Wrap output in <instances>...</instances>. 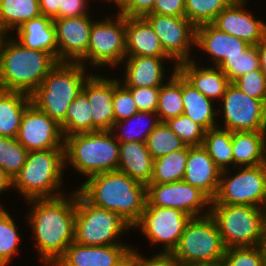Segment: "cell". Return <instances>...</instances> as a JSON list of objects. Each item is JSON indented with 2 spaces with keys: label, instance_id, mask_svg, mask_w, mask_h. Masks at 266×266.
<instances>
[{
  "label": "cell",
  "instance_id": "1",
  "mask_svg": "<svg viewBox=\"0 0 266 266\" xmlns=\"http://www.w3.org/2000/svg\"><path fill=\"white\" fill-rule=\"evenodd\" d=\"M56 198L25 201L30 210L24 218L32 229L35 251L43 266H53L74 242L76 189Z\"/></svg>",
  "mask_w": 266,
  "mask_h": 266
},
{
  "label": "cell",
  "instance_id": "2",
  "mask_svg": "<svg viewBox=\"0 0 266 266\" xmlns=\"http://www.w3.org/2000/svg\"><path fill=\"white\" fill-rule=\"evenodd\" d=\"M77 191L92 205L118 213L131 227L147 202L146 184L118 170L90 176Z\"/></svg>",
  "mask_w": 266,
  "mask_h": 266
},
{
  "label": "cell",
  "instance_id": "3",
  "mask_svg": "<svg viewBox=\"0 0 266 266\" xmlns=\"http://www.w3.org/2000/svg\"><path fill=\"white\" fill-rule=\"evenodd\" d=\"M58 62L51 53L24 47L11 34L0 45V89L30 95Z\"/></svg>",
  "mask_w": 266,
  "mask_h": 266
},
{
  "label": "cell",
  "instance_id": "4",
  "mask_svg": "<svg viewBox=\"0 0 266 266\" xmlns=\"http://www.w3.org/2000/svg\"><path fill=\"white\" fill-rule=\"evenodd\" d=\"M78 62H58L31 94V103L50 116L58 125L66 117L68 107L93 74Z\"/></svg>",
  "mask_w": 266,
  "mask_h": 266
},
{
  "label": "cell",
  "instance_id": "5",
  "mask_svg": "<svg viewBox=\"0 0 266 266\" xmlns=\"http://www.w3.org/2000/svg\"><path fill=\"white\" fill-rule=\"evenodd\" d=\"M64 169V148L30 151L13 178V189L24 201L60 197L66 194L62 190Z\"/></svg>",
  "mask_w": 266,
  "mask_h": 266
},
{
  "label": "cell",
  "instance_id": "6",
  "mask_svg": "<svg viewBox=\"0 0 266 266\" xmlns=\"http://www.w3.org/2000/svg\"><path fill=\"white\" fill-rule=\"evenodd\" d=\"M64 158L65 171L71 166L85 179L117 171L119 142L110 130L72 134L64 138Z\"/></svg>",
  "mask_w": 266,
  "mask_h": 266
},
{
  "label": "cell",
  "instance_id": "7",
  "mask_svg": "<svg viewBox=\"0 0 266 266\" xmlns=\"http://www.w3.org/2000/svg\"><path fill=\"white\" fill-rule=\"evenodd\" d=\"M210 215L217 223L226 249L262 246L266 209L250 205L211 204Z\"/></svg>",
  "mask_w": 266,
  "mask_h": 266
},
{
  "label": "cell",
  "instance_id": "8",
  "mask_svg": "<svg viewBox=\"0 0 266 266\" xmlns=\"http://www.w3.org/2000/svg\"><path fill=\"white\" fill-rule=\"evenodd\" d=\"M129 230L133 231L132 227L118 213L92 205L76 190L74 242L87 246L130 245L118 239Z\"/></svg>",
  "mask_w": 266,
  "mask_h": 266
},
{
  "label": "cell",
  "instance_id": "9",
  "mask_svg": "<svg viewBox=\"0 0 266 266\" xmlns=\"http://www.w3.org/2000/svg\"><path fill=\"white\" fill-rule=\"evenodd\" d=\"M115 14L93 21L87 52L78 63L86 68L94 66L96 72L97 68L105 72L107 68L115 71L122 67L126 57V17L119 12Z\"/></svg>",
  "mask_w": 266,
  "mask_h": 266
},
{
  "label": "cell",
  "instance_id": "10",
  "mask_svg": "<svg viewBox=\"0 0 266 266\" xmlns=\"http://www.w3.org/2000/svg\"><path fill=\"white\" fill-rule=\"evenodd\" d=\"M225 251L217 223L209 214L191 218L172 256L179 265H221Z\"/></svg>",
  "mask_w": 266,
  "mask_h": 266
},
{
  "label": "cell",
  "instance_id": "11",
  "mask_svg": "<svg viewBox=\"0 0 266 266\" xmlns=\"http://www.w3.org/2000/svg\"><path fill=\"white\" fill-rule=\"evenodd\" d=\"M233 170L240 171L233 175ZM211 204L250 205L266 209V164L221 171L218 190Z\"/></svg>",
  "mask_w": 266,
  "mask_h": 266
},
{
  "label": "cell",
  "instance_id": "12",
  "mask_svg": "<svg viewBox=\"0 0 266 266\" xmlns=\"http://www.w3.org/2000/svg\"><path fill=\"white\" fill-rule=\"evenodd\" d=\"M191 216L181 210L167 207L145 206L140 219L132 229H140V233L155 245L161 248L159 253L172 254L177 248ZM161 245V246H160Z\"/></svg>",
  "mask_w": 266,
  "mask_h": 266
},
{
  "label": "cell",
  "instance_id": "13",
  "mask_svg": "<svg viewBox=\"0 0 266 266\" xmlns=\"http://www.w3.org/2000/svg\"><path fill=\"white\" fill-rule=\"evenodd\" d=\"M218 110V127L231 132L266 131V105L250 97L232 82L227 87ZM222 108V109H221Z\"/></svg>",
  "mask_w": 266,
  "mask_h": 266
},
{
  "label": "cell",
  "instance_id": "14",
  "mask_svg": "<svg viewBox=\"0 0 266 266\" xmlns=\"http://www.w3.org/2000/svg\"><path fill=\"white\" fill-rule=\"evenodd\" d=\"M146 198L145 206L175 208L192 218L210 214L211 199L199 188L183 180L163 184H147Z\"/></svg>",
  "mask_w": 266,
  "mask_h": 266
},
{
  "label": "cell",
  "instance_id": "15",
  "mask_svg": "<svg viewBox=\"0 0 266 266\" xmlns=\"http://www.w3.org/2000/svg\"><path fill=\"white\" fill-rule=\"evenodd\" d=\"M144 17L152 25L166 54L174 61V69H177L178 64L196 57L191 55L195 47L196 27L186 17L155 13H148Z\"/></svg>",
  "mask_w": 266,
  "mask_h": 266
},
{
  "label": "cell",
  "instance_id": "16",
  "mask_svg": "<svg viewBox=\"0 0 266 266\" xmlns=\"http://www.w3.org/2000/svg\"><path fill=\"white\" fill-rule=\"evenodd\" d=\"M17 140L28 152L64 148L60 126L32 103L25 109Z\"/></svg>",
  "mask_w": 266,
  "mask_h": 266
},
{
  "label": "cell",
  "instance_id": "17",
  "mask_svg": "<svg viewBox=\"0 0 266 266\" xmlns=\"http://www.w3.org/2000/svg\"><path fill=\"white\" fill-rule=\"evenodd\" d=\"M247 2L234 0L217 15L212 24L220 31L256 46L266 37V22L256 18L251 9H247Z\"/></svg>",
  "mask_w": 266,
  "mask_h": 266
},
{
  "label": "cell",
  "instance_id": "18",
  "mask_svg": "<svg viewBox=\"0 0 266 266\" xmlns=\"http://www.w3.org/2000/svg\"><path fill=\"white\" fill-rule=\"evenodd\" d=\"M131 245L87 246L73 242L53 266H130Z\"/></svg>",
  "mask_w": 266,
  "mask_h": 266
},
{
  "label": "cell",
  "instance_id": "19",
  "mask_svg": "<svg viewBox=\"0 0 266 266\" xmlns=\"http://www.w3.org/2000/svg\"><path fill=\"white\" fill-rule=\"evenodd\" d=\"M93 13L86 16L53 19L59 62H77L88 49Z\"/></svg>",
  "mask_w": 266,
  "mask_h": 266
},
{
  "label": "cell",
  "instance_id": "20",
  "mask_svg": "<svg viewBox=\"0 0 266 266\" xmlns=\"http://www.w3.org/2000/svg\"><path fill=\"white\" fill-rule=\"evenodd\" d=\"M82 92L91 105L92 132L111 130L115 122L113 111L114 78L94 72L85 81Z\"/></svg>",
  "mask_w": 266,
  "mask_h": 266
},
{
  "label": "cell",
  "instance_id": "21",
  "mask_svg": "<svg viewBox=\"0 0 266 266\" xmlns=\"http://www.w3.org/2000/svg\"><path fill=\"white\" fill-rule=\"evenodd\" d=\"M251 45L245 40L220 31L211 24H203L195 28V49H200L211 57L210 66L218 67L227 57H236Z\"/></svg>",
  "mask_w": 266,
  "mask_h": 266
},
{
  "label": "cell",
  "instance_id": "22",
  "mask_svg": "<svg viewBox=\"0 0 266 266\" xmlns=\"http://www.w3.org/2000/svg\"><path fill=\"white\" fill-rule=\"evenodd\" d=\"M166 60L174 62L170 57L126 56L121 63L125 74L119 80L125 87H161L176 71L172 69V73L165 75Z\"/></svg>",
  "mask_w": 266,
  "mask_h": 266
},
{
  "label": "cell",
  "instance_id": "23",
  "mask_svg": "<svg viewBox=\"0 0 266 266\" xmlns=\"http://www.w3.org/2000/svg\"><path fill=\"white\" fill-rule=\"evenodd\" d=\"M221 170L201 146H188V158L183 181L199 188L211 200L216 196Z\"/></svg>",
  "mask_w": 266,
  "mask_h": 266
},
{
  "label": "cell",
  "instance_id": "24",
  "mask_svg": "<svg viewBox=\"0 0 266 266\" xmlns=\"http://www.w3.org/2000/svg\"><path fill=\"white\" fill-rule=\"evenodd\" d=\"M176 70L195 89L207 98L216 100L217 103L223 98L231 83L219 67L210 65L203 67L194 59L178 64Z\"/></svg>",
  "mask_w": 266,
  "mask_h": 266
},
{
  "label": "cell",
  "instance_id": "25",
  "mask_svg": "<svg viewBox=\"0 0 266 266\" xmlns=\"http://www.w3.org/2000/svg\"><path fill=\"white\" fill-rule=\"evenodd\" d=\"M126 56L169 57L144 16L126 17Z\"/></svg>",
  "mask_w": 266,
  "mask_h": 266
},
{
  "label": "cell",
  "instance_id": "26",
  "mask_svg": "<svg viewBox=\"0 0 266 266\" xmlns=\"http://www.w3.org/2000/svg\"><path fill=\"white\" fill-rule=\"evenodd\" d=\"M15 39L24 47L51 53L58 60L56 29L53 19L40 15L15 30Z\"/></svg>",
  "mask_w": 266,
  "mask_h": 266
},
{
  "label": "cell",
  "instance_id": "27",
  "mask_svg": "<svg viewBox=\"0 0 266 266\" xmlns=\"http://www.w3.org/2000/svg\"><path fill=\"white\" fill-rule=\"evenodd\" d=\"M154 158L144 142L119 143V164L117 170L143 184H149L152 177Z\"/></svg>",
  "mask_w": 266,
  "mask_h": 266
},
{
  "label": "cell",
  "instance_id": "28",
  "mask_svg": "<svg viewBox=\"0 0 266 266\" xmlns=\"http://www.w3.org/2000/svg\"><path fill=\"white\" fill-rule=\"evenodd\" d=\"M233 168L266 164V131L232 132Z\"/></svg>",
  "mask_w": 266,
  "mask_h": 266
},
{
  "label": "cell",
  "instance_id": "29",
  "mask_svg": "<svg viewBox=\"0 0 266 266\" xmlns=\"http://www.w3.org/2000/svg\"><path fill=\"white\" fill-rule=\"evenodd\" d=\"M184 115L201 125L206 131L218 127L217 103L207 98L182 77Z\"/></svg>",
  "mask_w": 266,
  "mask_h": 266
},
{
  "label": "cell",
  "instance_id": "30",
  "mask_svg": "<svg viewBox=\"0 0 266 266\" xmlns=\"http://www.w3.org/2000/svg\"><path fill=\"white\" fill-rule=\"evenodd\" d=\"M30 104L29 94L0 89V136L17 137L22 115Z\"/></svg>",
  "mask_w": 266,
  "mask_h": 266
},
{
  "label": "cell",
  "instance_id": "31",
  "mask_svg": "<svg viewBox=\"0 0 266 266\" xmlns=\"http://www.w3.org/2000/svg\"><path fill=\"white\" fill-rule=\"evenodd\" d=\"M159 123L160 120L156 112L138 111L130 118L114 122L110 131L119 143L131 141L146 143L149 134Z\"/></svg>",
  "mask_w": 266,
  "mask_h": 266
},
{
  "label": "cell",
  "instance_id": "32",
  "mask_svg": "<svg viewBox=\"0 0 266 266\" xmlns=\"http://www.w3.org/2000/svg\"><path fill=\"white\" fill-rule=\"evenodd\" d=\"M184 113L182 102V76L176 70L160 87L156 114L160 122H166Z\"/></svg>",
  "mask_w": 266,
  "mask_h": 266
},
{
  "label": "cell",
  "instance_id": "33",
  "mask_svg": "<svg viewBox=\"0 0 266 266\" xmlns=\"http://www.w3.org/2000/svg\"><path fill=\"white\" fill-rule=\"evenodd\" d=\"M188 158V146L154 159L149 184H163L182 181Z\"/></svg>",
  "mask_w": 266,
  "mask_h": 266
},
{
  "label": "cell",
  "instance_id": "34",
  "mask_svg": "<svg viewBox=\"0 0 266 266\" xmlns=\"http://www.w3.org/2000/svg\"><path fill=\"white\" fill-rule=\"evenodd\" d=\"M40 15L39 0H0V17L9 35L15 34L24 22Z\"/></svg>",
  "mask_w": 266,
  "mask_h": 266
},
{
  "label": "cell",
  "instance_id": "35",
  "mask_svg": "<svg viewBox=\"0 0 266 266\" xmlns=\"http://www.w3.org/2000/svg\"><path fill=\"white\" fill-rule=\"evenodd\" d=\"M202 146L221 170L233 168L232 132L219 127L206 131Z\"/></svg>",
  "mask_w": 266,
  "mask_h": 266
},
{
  "label": "cell",
  "instance_id": "36",
  "mask_svg": "<svg viewBox=\"0 0 266 266\" xmlns=\"http://www.w3.org/2000/svg\"><path fill=\"white\" fill-rule=\"evenodd\" d=\"M91 105L81 91L68 107L65 120L59 125L63 138L77 133L92 132Z\"/></svg>",
  "mask_w": 266,
  "mask_h": 266
},
{
  "label": "cell",
  "instance_id": "37",
  "mask_svg": "<svg viewBox=\"0 0 266 266\" xmlns=\"http://www.w3.org/2000/svg\"><path fill=\"white\" fill-rule=\"evenodd\" d=\"M16 224L9 211L0 217V266H9L11 259L19 254L22 236L19 234V225Z\"/></svg>",
  "mask_w": 266,
  "mask_h": 266
},
{
  "label": "cell",
  "instance_id": "38",
  "mask_svg": "<svg viewBox=\"0 0 266 266\" xmlns=\"http://www.w3.org/2000/svg\"><path fill=\"white\" fill-rule=\"evenodd\" d=\"M234 0H185V17L195 26L211 24Z\"/></svg>",
  "mask_w": 266,
  "mask_h": 266
},
{
  "label": "cell",
  "instance_id": "39",
  "mask_svg": "<svg viewBox=\"0 0 266 266\" xmlns=\"http://www.w3.org/2000/svg\"><path fill=\"white\" fill-rule=\"evenodd\" d=\"M146 145L154 159L183 149L186 146L165 122H160L153 129L146 140Z\"/></svg>",
  "mask_w": 266,
  "mask_h": 266
},
{
  "label": "cell",
  "instance_id": "40",
  "mask_svg": "<svg viewBox=\"0 0 266 266\" xmlns=\"http://www.w3.org/2000/svg\"><path fill=\"white\" fill-rule=\"evenodd\" d=\"M28 151L17 138L0 136V168L10 177L22 169Z\"/></svg>",
  "mask_w": 266,
  "mask_h": 266
},
{
  "label": "cell",
  "instance_id": "41",
  "mask_svg": "<svg viewBox=\"0 0 266 266\" xmlns=\"http://www.w3.org/2000/svg\"><path fill=\"white\" fill-rule=\"evenodd\" d=\"M230 82L246 73L260 69V57L257 46L251 45L236 57H227L219 66Z\"/></svg>",
  "mask_w": 266,
  "mask_h": 266
},
{
  "label": "cell",
  "instance_id": "42",
  "mask_svg": "<svg viewBox=\"0 0 266 266\" xmlns=\"http://www.w3.org/2000/svg\"><path fill=\"white\" fill-rule=\"evenodd\" d=\"M221 266H266L264 249L262 246L228 248Z\"/></svg>",
  "mask_w": 266,
  "mask_h": 266
},
{
  "label": "cell",
  "instance_id": "43",
  "mask_svg": "<svg viewBox=\"0 0 266 266\" xmlns=\"http://www.w3.org/2000/svg\"><path fill=\"white\" fill-rule=\"evenodd\" d=\"M186 146H201L206 130L184 114L165 122Z\"/></svg>",
  "mask_w": 266,
  "mask_h": 266
},
{
  "label": "cell",
  "instance_id": "44",
  "mask_svg": "<svg viewBox=\"0 0 266 266\" xmlns=\"http://www.w3.org/2000/svg\"><path fill=\"white\" fill-rule=\"evenodd\" d=\"M113 111L115 122L130 118L139 111L131 92L120 82L118 76L114 78Z\"/></svg>",
  "mask_w": 266,
  "mask_h": 266
},
{
  "label": "cell",
  "instance_id": "45",
  "mask_svg": "<svg viewBox=\"0 0 266 266\" xmlns=\"http://www.w3.org/2000/svg\"><path fill=\"white\" fill-rule=\"evenodd\" d=\"M232 83L246 95L261 100L266 105V75L261 69L250 71Z\"/></svg>",
  "mask_w": 266,
  "mask_h": 266
},
{
  "label": "cell",
  "instance_id": "46",
  "mask_svg": "<svg viewBox=\"0 0 266 266\" xmlns=\"http://www.w3.org/2000/svg\"><path fill=\"white\" fill-rule=\"evenodd\" d=\"M139 111L156 112L160 87H126Z\"/></svg>",
  "mask_w": 266,
  "mask_h": 266
},
{
  "label": "cell",
  "instance_id": "47",
  "mask_svg": "<svg viewBox=\"0 0 266 266\" xmlns=\"http://www.w3.org/2000/svg\"><path fill=\"white\" fill-rule=\"evenodd\" d=\"M133 246L130 255V266H179L172 254L157 253L151 257L144 256Z\"/></svg>",
  "mask_w": 266,
  "mask_h": 266
},
{
  "label": "cell",
  "instance_id": "48",
  "mask_svg": "<svg viewBox=\"0 0 266 266\" xmlns=\"http://www.w3.org/2000/svg\"><path fill=\"white\" fill-rule=\"evenodd\" d=\"M155 0H120L115 8L125 17H143L154 6Z\"/></svg>",
  "mask_w": 266,
  "mask_h": 266
},
{
  "label": "cell",
  "instance_id": "49",
  "mask_svg": "<svg viewBox=\"0 0 266 266\" xmlns=\"http://www.w3.org/2000/svg\"><path fill=\"white\" fill-rule=\"evenodd\" d=\"M149 13L185 17V0H155L153 9Z\"/></svg>",
  "mask_w": 266,
  "mask_h": 266
},
{
  "label": "cell",
  "instance_id": "50",
  "mask_svg": "<svg viewBox=\"0 0 266 266\" xmlns=\"http://www.w3.org/2000/svg\"><path fill=\"white\" fill-rule=\"evenodd\" d=\"M89 3H91L90 0H63L62 6H60L59 18L89 15L92 13L91 11L89 12Z\"/></svg>",
  "mask_w": 266,
  "mask_h": 266
},
{
  "label": "cell",
  "instance_id": "51",
  "mask_svg": "<svg viewBox=\"0 0 266 266\" xmlns=\"http://www.w3.org/2000/svg\"><path fill=\"white\" fill-rule=\"evenodd\" d=\"M63 0H39L41 15L58 19Z\"/></svg>",
  "mask_w": 266,
  "mask_h": 266
},
{
  "label": "cell",
  "instance_id": "52",
  "mask_svg": "<svg viewBox=\"0 0 266 266\" xmlns=\"http://www.w3.org/2000/svg\"><path fill=\"white\" fill-rule=\"evenodd\" d=\"M13 189V178L0 168V195Z\"/></svg>",
  "mask_w": 266,
  "mask_h": 266
},
{
  "label": "cell",
  "instance_id": "53",
  "mask_svg": "<svg viewBox=\"0 0 266 266\" xmlns=\"http://www.w3.org/2000/svg\"><path fill=\"white\" fill-rule=\"evenodd\" d=\"M256 46L260 57V69L266 75V37Z\"/></svg>",
  "mask_w": 266,
  "mask_h": 266
},
{
  "label": "cell",
  "instance_id": "54",
  "mask_svg": "<svg viewBox=\"0 0 266 266\" xmlns=\"http://www.w3.org/2000/svg\"><path fill=\"white\" fill-rule=\"evenodd\" d=\"M9 33L6 31V29L4 28L3 26V23H2V20H1V17H0V42L7 38L6 36H9L8 35Z\"/></svg>",
  "mask_w": 266,
  "mask_h": 266
},
{
  "label": "cell",
  "instance_id": "55",
  "mask_svg": "<svg viewBox=\"0 0 266 266\" xmlns=\"http://www.w3.org/2000/svg\"><path fill=\"white\" fill-rule=\"evenodd\" d=\"M179 266H221V265H217V264H183V265H179Z\"/></svg>",
  "mask_w": 266,
  "mask_h": 266
},
{
  "label": "cell",
  "instance_id": "56",
  "mask_svg": "<svg viewBox=\"0 0 266 266\" xmlns=\"http://www.w3.org/2000/svg\"><path fill=\"white\" fill-rule=\"evenodd\" d=\"M262 247L264 249V253H265V257H266V225H265L264 240H263Z\"/></svg>",
  "mask_w": 266,
  "mask_h": 266
},
{
  "label": "cell",
  "instance_id": "57",
  "mask_svg": "<svg viewBox=\"0 0 266 266\" xmlns=\"http://www.w3.org/2000/svg\"><path fill=\"white\" fill-rule=\"evenodd\" d=\"M6 210L8 209H5L3 203L0 201V217L6 212Z\"/></svg>",
  "mask_w": 266,
  "mask_h": 266
},
{
  "label": "cell",
  "instance_id": "58",
  "mask_svg": "<svg viewBox=\"0 0 266 266\" xmlns=\"http://www.w3.org/2000/svg\"><path fill=\"white\" fill-rule=\"evenodd\" d=\"M104 2L106 1V2H108V4L110 3H113V4H117L120 0H103Z\"/></svg>",
  "mask_w": 266,
  "mask_h": 266
}]
</instances>
